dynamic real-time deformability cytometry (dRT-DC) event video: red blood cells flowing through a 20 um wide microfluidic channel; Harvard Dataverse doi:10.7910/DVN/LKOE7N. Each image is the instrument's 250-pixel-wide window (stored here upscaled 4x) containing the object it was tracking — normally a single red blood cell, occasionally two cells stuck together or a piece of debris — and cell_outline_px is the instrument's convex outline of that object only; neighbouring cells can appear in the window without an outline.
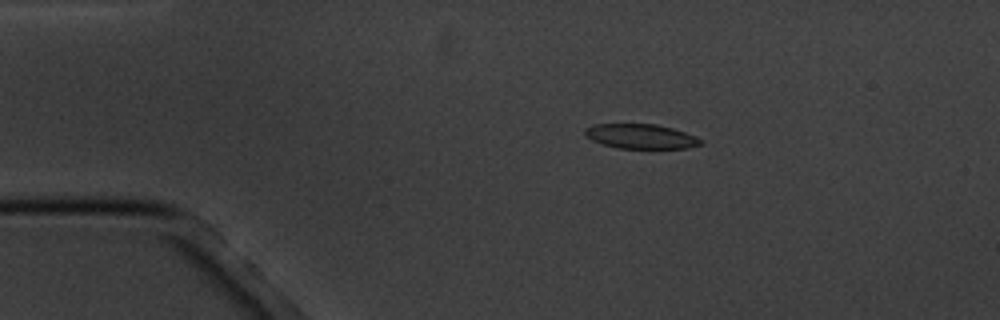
{"species": "common noctule bat (a hibernating species)", "species_latin": "Nyctalus noctula", "temperature_condition": "cold", "stored_images_in_passage": 8, "camera_frame_rate_fps": 3000, "um_per_image_px": 0.085, "animal": {"sex": "male", "body_mass_g": 20.1, "forearm_length_mm": 53.5}, "frame": {"image": 1, "passage_image": 3, "time_ms": 2.333, "image_size_px": [1000, 320], "cell_outline_px": [[704, 140], [700, 144], [688, 148], [620, 148], [604, 144], [592, 140], [584, 136], [584, 128], [592, 124], [656, 124], [672, 128], [696, 136]], "centroid_in_image_um": [54.45, 11.58], "position_along_channel_um": 30.6, "area_um2": 16.59}}
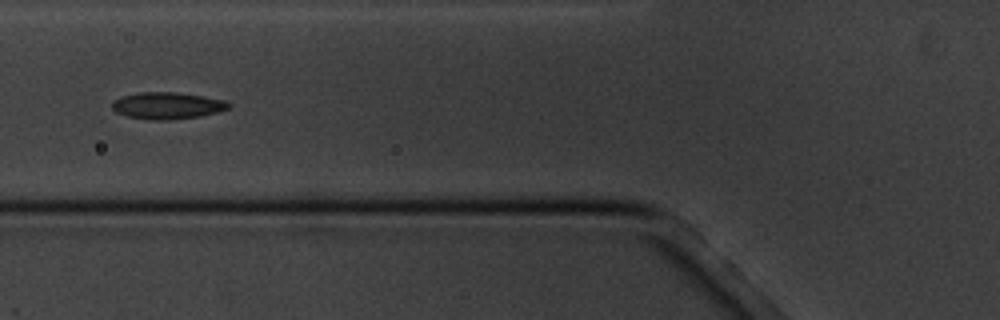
{"frame": {"image": 2, "passage_image": 6, "time_ms": 6.0, "image_size_px": [1000, 320], "cell_outline_px": [[232, 104], [228, 108], [216, 112], [196, 116], [168, 120], [152, 120], [128, 116], [116, 112], [112, 108], [112, 100], [120, 96], [140, 92], [176, 92], [204, 96], [224, 100]], "centroid_in_image_um": [14.18, 8.96], "position_along_channel_um": 111.6, "area_um2": 18.09}}
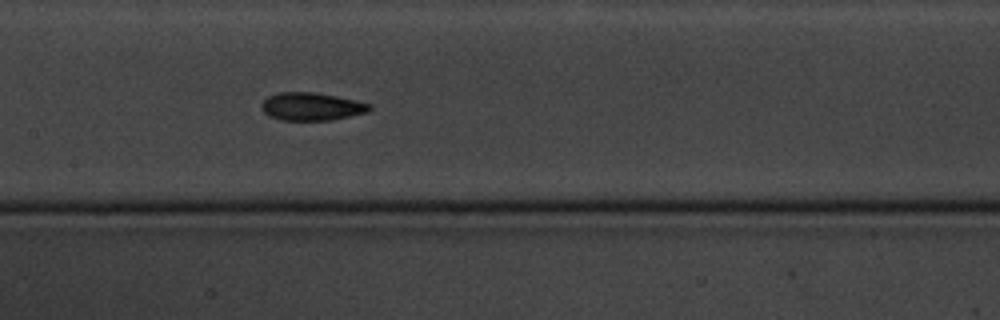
{"frame": {"image": 3, "passage_image": 8, "time_ms": 8.0, "image_size_px": [1000, 320], "cell_outline_px": [[372, 108], [368, 112], [328, 120], [280, 120], [268, 116], [260, 108], [260, 104], [268, 96], [280, 92], [312, 92], [336, 96], [356, 100], [372, 104]], "centroid_in_image_um": [26.46, 9.05], "position_along_channel_um": 180.9, "area_um2": 17.57}}